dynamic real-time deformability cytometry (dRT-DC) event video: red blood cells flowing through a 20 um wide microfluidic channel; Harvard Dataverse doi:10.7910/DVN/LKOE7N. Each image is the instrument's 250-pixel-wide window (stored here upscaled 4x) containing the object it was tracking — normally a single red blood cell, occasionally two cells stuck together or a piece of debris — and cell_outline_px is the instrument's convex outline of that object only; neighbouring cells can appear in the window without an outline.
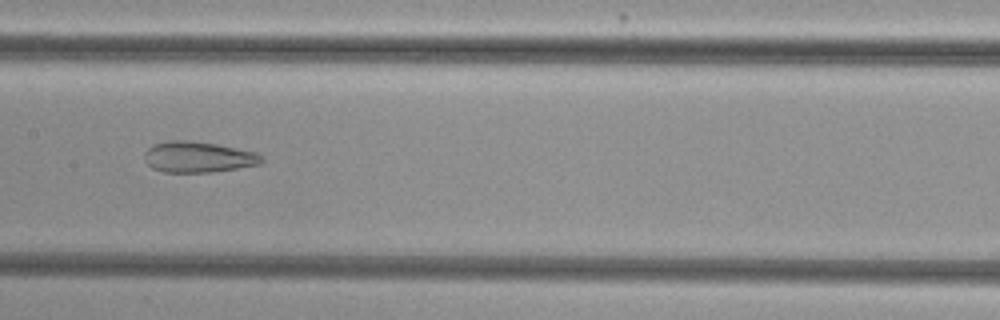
{"species": "common noctule bat (a hibernating species)", "species_latin": "Nyctalus noctula", "temperature_condition": "cold", "stored_images_in_passage": 46, "camera_frame_rate_fps": 3000, "um_per_image_px": 0.085, "animal": {"sex": "female", "body_mass_g": 29.2, "forearm_length_mm": 56.3}, "frame": {"image": 1, "passage_image": 27, "time_ms": 8.667, "image_size_px": [1000, 320], "cell_outline_px": [[264, 160], [260, 164], [212, 172], [164, 172], [152, 168], [144, 160], [144, 152], [148, 148], [156, 144], [168, 140], [188, 140], [216, 144], [256, 152], [264, 156]], "centroid_in_image_um": [16.84, 13.34], "position_along_channel_um": 190.6, "area_um2": 21.1}}
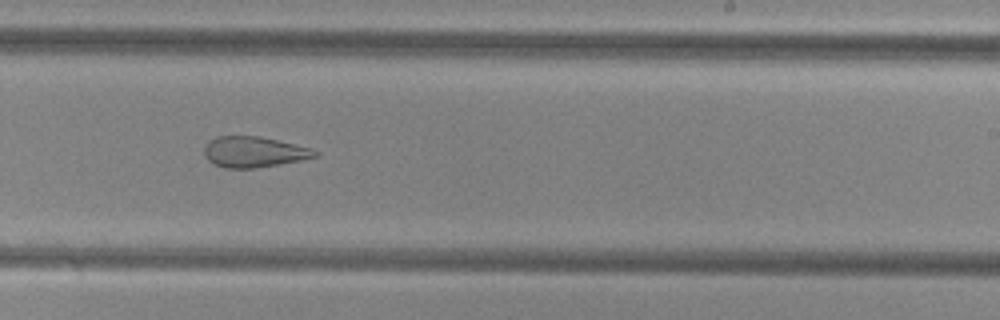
{"frame": {"image": 2, "passage_image": 33, "time_ms": 10.667, "image_size_px": [1000, 320], "cell_outline_px": [[320, 156], [304, 160], [256, 168], [224, 168], [212, 164], [204, 156], [204, 148], [208, 140], [216, 136], [260, 136], [312, 148], [320, 152]], "centroid_in_image_um": [21.6, 12.92], "position_along_channel_um": 267.4, "area_um2": 20.23}}
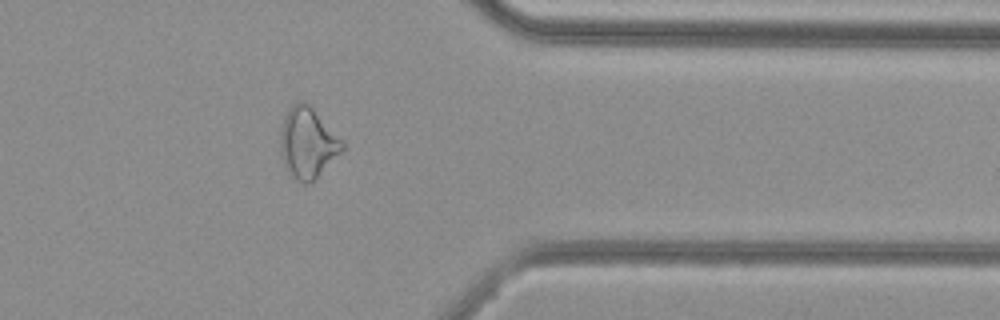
{"frame": {"image": 3, "passage_image": 43, "time_ms": 14.0, "image_size_px": [1000, 320], "cell_outline_px": [[344, 148], [316, 180], [312, 184], [300, 184], [288, 172], [280, 156], [280, 136], [284, 116], [288, 108], [292, 104], [300, 100], [304, 100], [344, 140]], "centroid_in_image_um": [26.14, 12.17], "position_along_channel_um": 385.3, "area_um2": 25.89}, "authors_computed_cell_mechanics": {"area_um2": 25.5765, "velocity_mm_per_s": 3.8554, "shape_relaxation_time_tau1_ms": null, "shape_relaxation_time_tau2_ms": 2.2206, "deformation_change_tau1": null, "deformation_change_tau2": 0.1134}}